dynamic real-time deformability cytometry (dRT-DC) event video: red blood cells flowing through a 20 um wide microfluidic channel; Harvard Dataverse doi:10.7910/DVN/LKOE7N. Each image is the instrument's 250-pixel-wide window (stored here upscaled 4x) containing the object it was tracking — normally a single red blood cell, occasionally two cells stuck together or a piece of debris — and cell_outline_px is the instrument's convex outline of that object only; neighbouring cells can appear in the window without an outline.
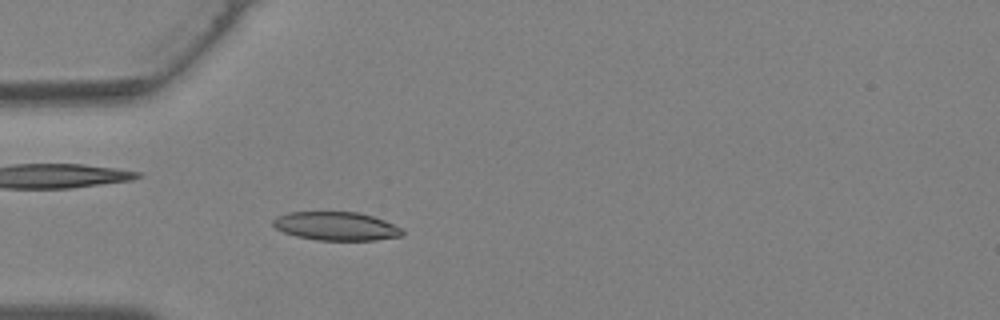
{"species": "Egyptian fruit bat (a non-hibernating species)", "species_latin": "Rousettus aegyptiacus", "temperature_condition": "warm", "stored_images_in_passage": 28, "camera_frame_rate_fps": 3000, "um_per_image_px": 0.085, "animal": {"sex": "female"}, "frame": {"image": 1, "passage_image": 1, "time_ms": 0.0, "image_size_px": [1000, 320], "cell_outline_px": [[404, 236], [376, 240], [316, 240], [296, 236], [284, 232], [276, 228], [272, 224], [272, 220], [276, 216], [288, 212], [356, 212], [372, 216], [384, 220], [400, 228], [404, 232]], "centroid_in_image_um": [28.56, 19.22], "position_along_channel_um": 56.4, "area_um2": 21.5}}
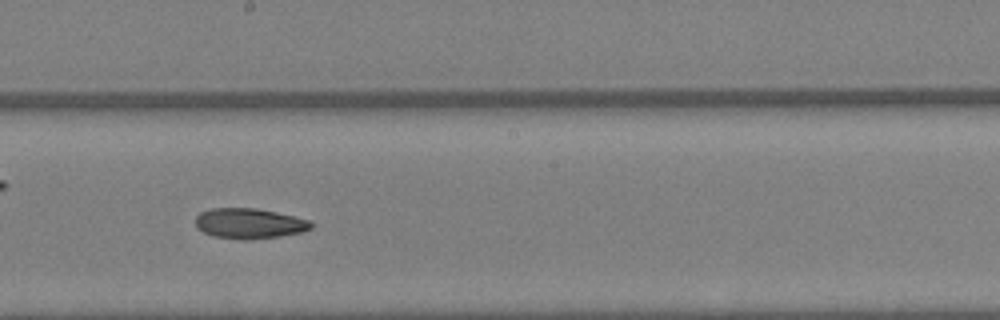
{"frame": {"image": 2, "passage_image": 11, "time_ms": 3.333, "image_size_px": [1000, 320], "cell_outline_px": [[312, 228], [304, 232], [280, 236], [248, 240], [240, 240], [212, 236], [196, 228], [196, 216], [200, 212], [212, 208], [256, 208], [276, 212], [312, 220]], "centroid_in_image_um": [21.2, 19.0], "position_along_channel_um": 227.0, "area_um2": 20.69}}
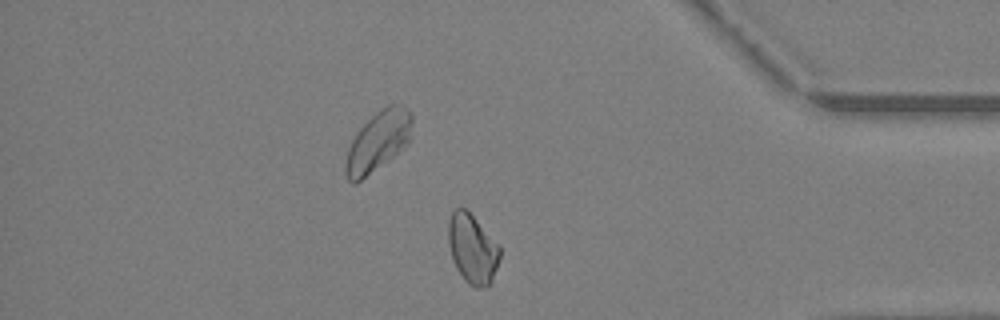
{"frame": {"image": 3, "passage_image": 22, "time_ms": 7.0, "image_size_px": [1000, 320], "cell_outline_px": [[500, 256], [492, 280], [484, 288], [472, 288], [464, 280], [456, 268], [448, 244], [448, 220], [452, 212], [456, 208], [464, 208], [500, 244]], "centroid_in_image_um": [40.15, 21.17], "position_along_channel_um": 395.0, "area_um2": 20.81}}